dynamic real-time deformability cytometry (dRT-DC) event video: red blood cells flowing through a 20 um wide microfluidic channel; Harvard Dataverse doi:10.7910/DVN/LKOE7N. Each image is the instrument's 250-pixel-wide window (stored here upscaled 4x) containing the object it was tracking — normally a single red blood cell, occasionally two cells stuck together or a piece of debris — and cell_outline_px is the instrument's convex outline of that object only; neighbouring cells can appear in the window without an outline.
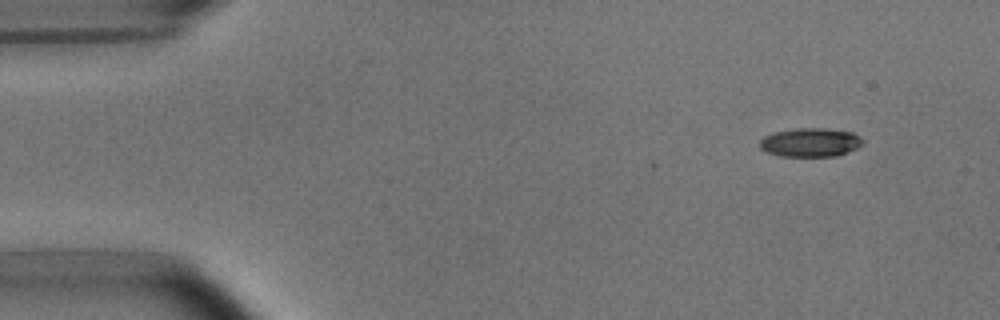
{"species": "common noctule bat (a hibernating species)", "species_latin": "Nyctalus noctula", "temperature_condition": "room temperature", "stored_images_in_passage": 4, "camera_frame_rate_fps": 3000, "um_per_image_px": 0.085, "animal": {"sex": "male", "body_mass_g": 15.6}, "frame": {"image": 1, "passage_image": 1, "time_ms": 0.0, "image_size_px": [1000, 320], "cell_outline_px": [[864, 144], [856, 148], [836, 156], [780, 156], [768, 152], [760, 148], [760, 140], [764, 136], [776, 132], [796, 128], [820, 128], [852, 132], [864, 140]], "centroid_in_image_um": [68.89, 12.1], "position_along_channel_um": 16.1, "area_um2": 17.11}}
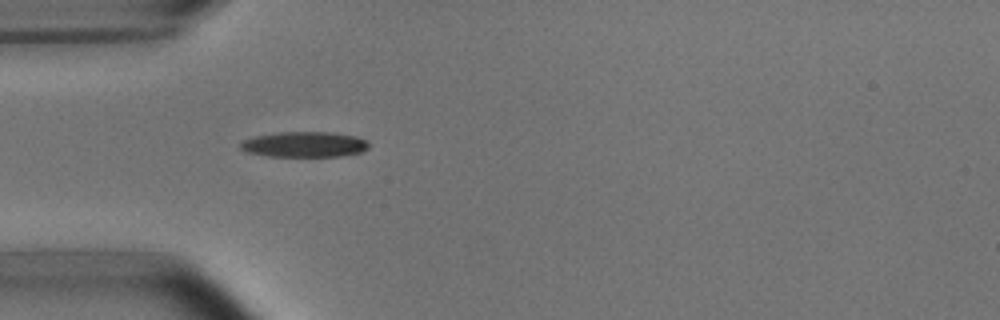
{"frame": {"image": 2, "passage_image": 4, "time_ms": 3.667, "image_size_px": [1000, 320], "cell_outline_px": [[368, 148], [360, 152], [340, 156], [268, 156], [248, 152], [240, 148], [240, 144], [244, 140], [256, 136], [280, 132], [332, 132], [356, 136], [368, 140]], "centroid_in_image_um": [25.91, 12.27], "position_along_channel_um": 59.1, "area_um2": 18.9}}